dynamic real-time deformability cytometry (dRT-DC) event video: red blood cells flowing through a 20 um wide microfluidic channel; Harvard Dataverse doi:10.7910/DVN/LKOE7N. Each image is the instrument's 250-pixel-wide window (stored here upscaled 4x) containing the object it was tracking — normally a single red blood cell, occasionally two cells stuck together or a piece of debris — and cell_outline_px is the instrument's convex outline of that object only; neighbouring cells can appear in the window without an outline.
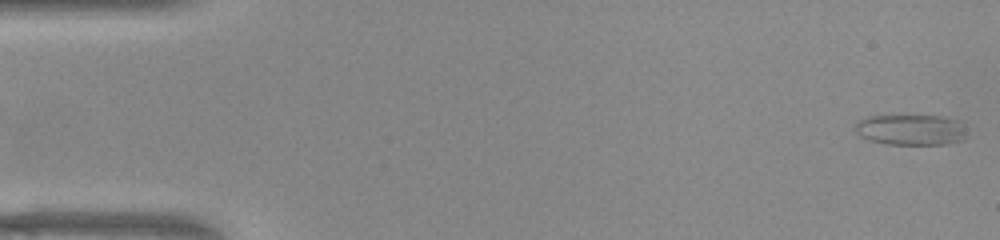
{"species": "common noctule bat (a hibernating species)", "species_latin": "Nyctalus noctula", "temperature_condition": "warm", "stored_images_in_passage": 53, "camera_frame_rate_fps": 3000, "um_per_image_px": 0.085, "animal": {"sex": "female", "body_mass_g": 22.0, "forearm_length_mm": 56.7}, "frame": {"image": 1, "passage_image": 1, "time_ms": 0.0, "image_size_px": [1000, 240], "cell_outline_px": [[964, 140], [944, 144], [888, 144], [868, 140], [860, 136], [852, 128], [860, 120], [868, 116], [892, 112], [900, 112], [940, 116], [956, 120]], "centroid_in_image_um": [77.25, 10.96], "position_along_channel_um": 7.8, "area_um2": 20.58}}
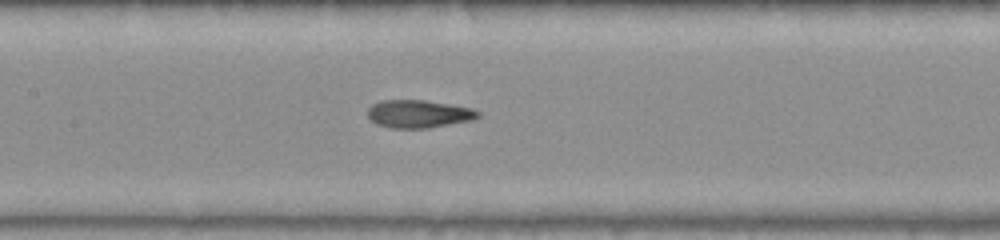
{"frame": {"image": 2, "passage_image": 24, "time_ms": 7.667, "image_size_px": [1000, 240], "cell_outline_px": [[480, 116], [472, 120], [428, 128], [392, 128], [376, 124], [368, 116], [368, 108], [372, 104], [384, 100], [424, 100], [472, 108], [480, 112]], "centroid_in_image_um": [35.59, 9.68], "position_along_channel_um": 171.8, "area_um2": 17.8}}
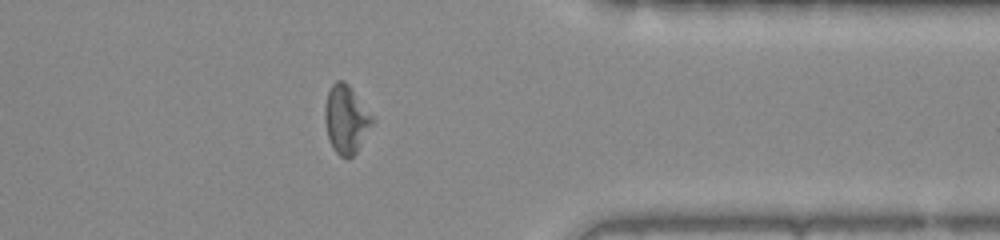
{"frame": {"image": 3, "passage_image": 41, "time_ms": 13.333, "image_size_px": [1000, 240], "cell_outline_px": [[376, 120], [356, 152], [352, 156], [340, 156], [332, 148], [328, 136], [324, 120], [324, 108], [328, 92], [332, 84], [336, 80], [344, 80], [348, 84]], "centroid_in_image_um": [29.42, 10.12], "position_along_channel_um": 382.0, "area_um2": 18.79}, "authors_computed_cell_mechanics": {"area_um2": 18.6694, "velocity_mm_per_s": 3.9429, "shape_relaxation_time_tau1_ms": null, "shape_relaxation_time_tau2_ms": 2.1432, "deformation_change_tau1": null, "deformation_change_tau2": 0.1035}}